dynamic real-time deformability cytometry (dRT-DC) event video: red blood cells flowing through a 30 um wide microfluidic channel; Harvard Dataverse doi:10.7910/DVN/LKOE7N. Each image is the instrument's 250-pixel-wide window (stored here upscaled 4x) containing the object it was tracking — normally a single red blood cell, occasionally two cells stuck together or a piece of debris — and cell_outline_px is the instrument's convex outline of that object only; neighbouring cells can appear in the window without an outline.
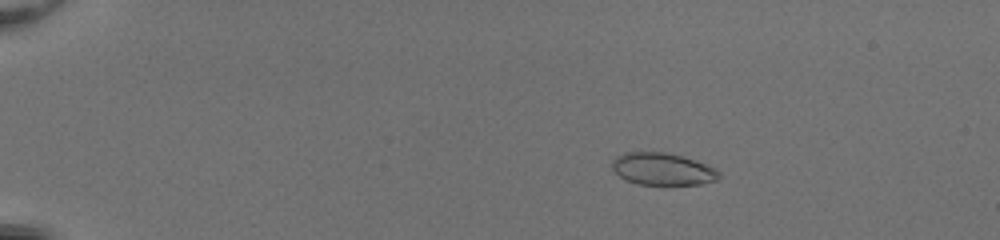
{"species": "common noctule bat (a hibernating species)", "species_latin": "Nyctalus noctula", "temperature_condition": "room temperature", "stored_images_in_passage": 53, "camera_frame_rate_fps": 3000, "um_per_image_px": 0.085, "animal": {"sex": "female", "body_mass_g": 20.0, "forearm_length_mm": 54.0}, "frame": {"image": 1, "passage_image": 11, "time_ms": 3.333, "image_size_px": [1000, 240], "cell_outline_px": [[724, 176], [716, 180], [700, 184], [636, 184], [624, 180], [612, 168], [612, 160], [616, 156], [624, 152], [664, 152], [696, 160], [716, 168]], "centroid_in_image_um": [56.33, 14.37], "position_along_channel_um": 28.7, "area_um2": 20.17}}
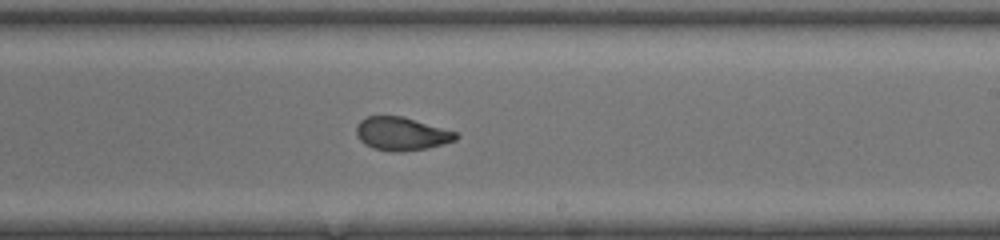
{"frame": {"image": 2, "passage_image": 35, "time_ms": 11.333, "image_size_px": [1000, 240], "cell_outline_px": [[460, 136], [456, 140], [444, 144], [428, 148], [400, 152], [392, 152], [372, 148], [364, 144], [356, 136], [356, 124], [360, 120], [368, 116], [404, 116], [456, 132]], "centroid_in_image_um": [34.12, 11.37], "position_along_channel_um": 254.9, "area_um2": 19.54}}
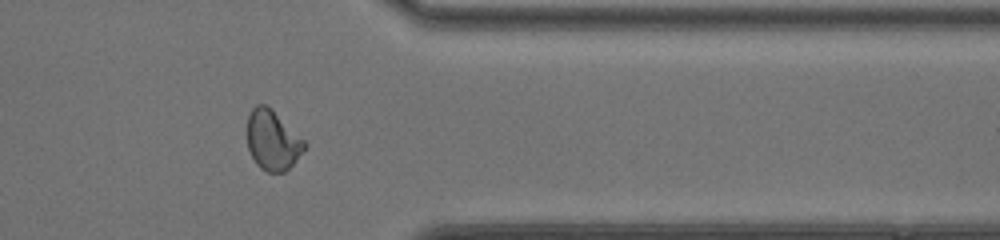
{"frame": {"image": 3, "passage_image": 45, "time_ms": 14.667, "image_size_px": [1000, 240], "cell_outline_px": [[308, 144], [292, 164], [284, 172], [268, 172], [260, 168], [256, 164], [248, 148], [248, 116], [252, 108], [256, 104], [264, 104], [304, 140]], "centroid_in_image_um": [23.15, 11.95], "position_along_channel_um": 388.3, "area_um2": 19.36}, "authors_computed_cell_mechanics": {"area_um2": 20.519, "velocity_mm_per_s": 4.1643, "shape_relaxation_time_tau1_ms": null, "shape_relaxation_time_tau2_ms": 1.065, "deformation_change_tau1": null, "deformation_change_tau2": 0.0529}}